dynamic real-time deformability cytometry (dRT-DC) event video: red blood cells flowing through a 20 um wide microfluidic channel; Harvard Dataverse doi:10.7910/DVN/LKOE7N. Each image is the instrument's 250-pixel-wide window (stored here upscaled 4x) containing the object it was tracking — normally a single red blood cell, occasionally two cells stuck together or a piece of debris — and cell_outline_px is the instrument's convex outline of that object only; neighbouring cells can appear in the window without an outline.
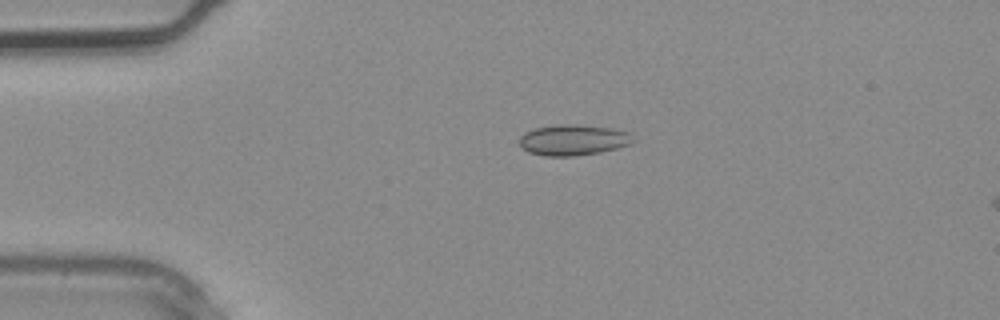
{"species": "common noctule bat (a hibernating species)", "species_latin": "Nyctalus noctula", "temperature_condition": "warm", "stored_images_in_passage": 3, "segment_of_instrument_passage": [1, 2], "camera_frame_rate_fps": 3000, "um_per_image_px": 0.085, "animal": {"sex": "male", "body_mass_g": 20.4}, "frame": {"image": 1, "passage_image": 2, "time_ms": 0.333, "image_size_px": [1000, 320], "cell_outline_px": [[636, 140], [632, 144], [600, 152], [576, 156], [544, 156], [528, 152], [520, 144], [520, 136], [524, 132], [536, 128], [556, 124], [576, 124], [612, 128], [628, 132]], "centroid_in_image_um": [48.74, 11.89], "position_along_channel_um": 36.3, "area_um2": 20.52}}